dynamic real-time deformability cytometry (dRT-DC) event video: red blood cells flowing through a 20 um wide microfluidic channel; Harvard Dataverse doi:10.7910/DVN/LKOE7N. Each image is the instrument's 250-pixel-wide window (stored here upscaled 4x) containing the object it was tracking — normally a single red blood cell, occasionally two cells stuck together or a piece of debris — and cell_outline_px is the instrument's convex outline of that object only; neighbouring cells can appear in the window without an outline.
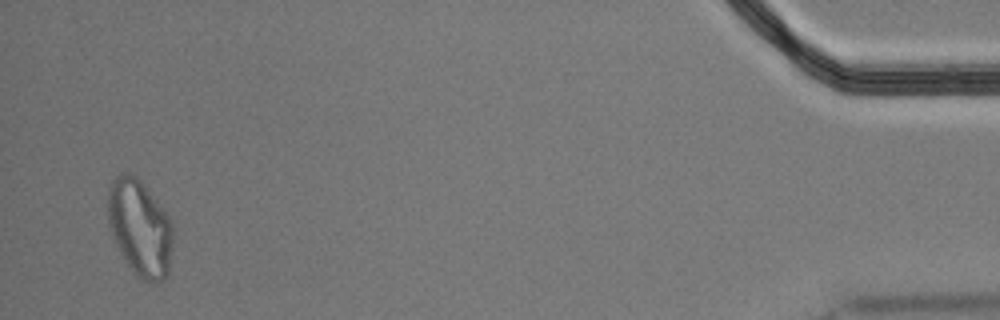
{"species": "Egyptian fruit bat (a non-hibernating species)", "species_latin": "Rousettus aegyptiacus", "temperature_condition": "cold", "stored_images_in_passage": 56, "segment_of_instrument_passage": [2, 2], "camera_frame_rate_fps": 3000, "um_per_image_px": 0.085, "animal": {"sex": "male"}, "frame": {"image": 1, "passage_image": 56, "time_ms": 18.333, "image_size_px": [1000, 320], "cell_outline_px": [[172, 248], [168, 276], [164, 280], [148, 284], [144, 284], [132, 272], [120, 252], [116, 244], [108, 224], [108, 188], [112, 180], [120, 172], [124, 172], [136, 176], [140, 180], [156, 200], [168, 216], [172, 224]], "centroid_in_image_um": [11.89, 19.42], "position_along_channel_um": 423.3, "area_um2": 36.88}}